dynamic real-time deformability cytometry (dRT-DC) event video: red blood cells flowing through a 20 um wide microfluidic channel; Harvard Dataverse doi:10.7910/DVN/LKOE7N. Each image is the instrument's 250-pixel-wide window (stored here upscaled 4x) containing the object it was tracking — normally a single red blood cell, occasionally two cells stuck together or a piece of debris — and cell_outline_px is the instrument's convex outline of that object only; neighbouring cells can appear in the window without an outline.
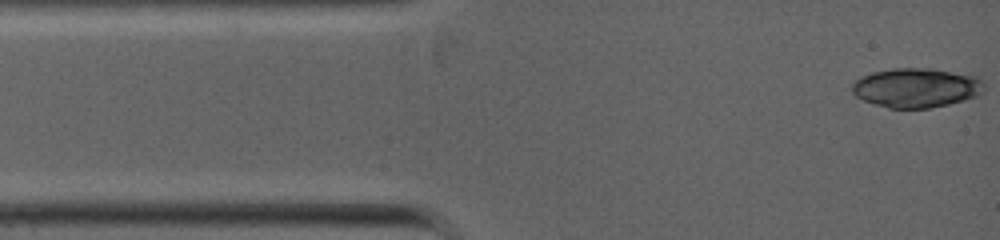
{"species": "common noctule bat (a hibernating species)", "species_latin": "Nyctalus noctula", "temperature_condition": "warm", "stored_images_in_passage": 5, "camera_frame_rate_fps": 5000, "um_per_image_px": 0.085, "animal": {"sex": "female", "body_mass_g": 19.0, "forearm_length_mm": 53.3}, "frame": {"image": 1, "passage_image": 1, "time_ms": 0.0, "image_size_px": [1000, 240], "cell_outline_px": [[984, 88], [976, 96], [964, 100], [948, 104], [928, 108], [888, 108], [864, 100], [856, 96], [852, 92], [852, 84], [860, 76], [872, 72], [892, 68], [932, 68], [980, 76], [984, 84]], "centroid_in_image_um": [77.89, 7.44], "position_along_channel_um": 7.1, "area_um2": 30.46}}
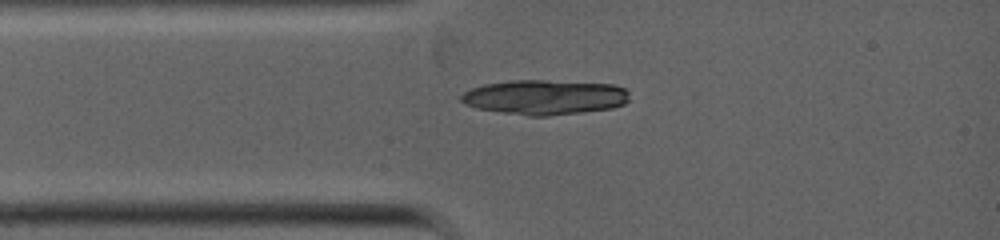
{"frame": {"image": 2, "passage_image": 5, "time_ms": 1.8, "image_size_px": [1000, 240], "cell_outline_px": [[628, 100], [624, 104], [612, 108], [548, 116], [528, 116], [476, 108], [464, 104], [460, 100], [460, 96], [464, 92], [472, 88], [484, 84], [512, 80], [544, 80], [612, 84], [624, 88], [628, 92]], "centroid_in_image_um": [46.28, 8.26], "position_along_channel_um": 38.7, "area_um2": 34.1}}